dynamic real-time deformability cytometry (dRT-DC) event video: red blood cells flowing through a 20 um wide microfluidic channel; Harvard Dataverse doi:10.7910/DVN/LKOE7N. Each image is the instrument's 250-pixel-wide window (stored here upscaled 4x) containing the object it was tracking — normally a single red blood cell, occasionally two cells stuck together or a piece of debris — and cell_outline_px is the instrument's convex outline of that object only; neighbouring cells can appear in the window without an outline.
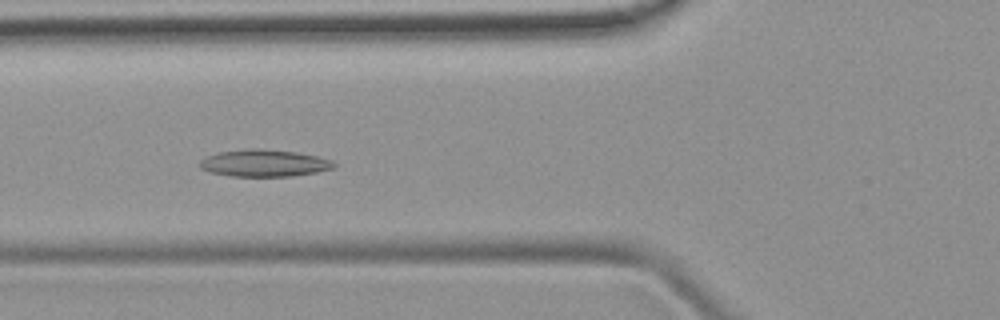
{"species": "common noctule bat (a hibernating species)", "species_latin": "Nyctalus noctula", "temperature_condition": "room temperature", "stored_images_in_passage": 34, "camera_frame_rate_fps": 3000, "um_per_image_px": 0.085, "animal": {"sex": "female", "body_mass_g": 19.9}, "frame": {"image": 1, "passage_image": 3, "time_ms": 0.667, "image_size_px": [1000, 320], "cell_outline_px": [[336, 164], [332, 168], [316, 172], [292, 176], [228, 176], [212, 172], [200, 168], [200, 160], [208, 156], [220, 152], [252, 148], [256, 148], [296, 152], [316, 156], [332, 160]], "centroid_in_image_um": [22.46, 13.87], "position_along_channel_um": 103.3, "area_um2": 20.87}}
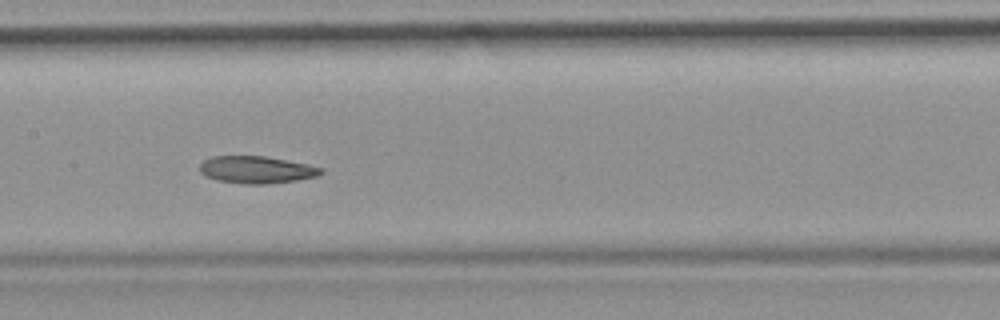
{"frame": {"image": 2, "passage_image": 9, "time_ms": 2.667, "image_size_px": [1000, 320], "cell_outline_px": [[324, 172], [320, 176], [296, 180], [264, 184], [244, 184], [216, 180], [204, 176], [200, 172], [200, 164], [204, 160], [212, 156], [264, 156], [308, 164], [324, 168]], "centroid_in_image_um": [21.81, 14.43], "position_along_channel_um": 185.6, "area_um2": 19.36}}
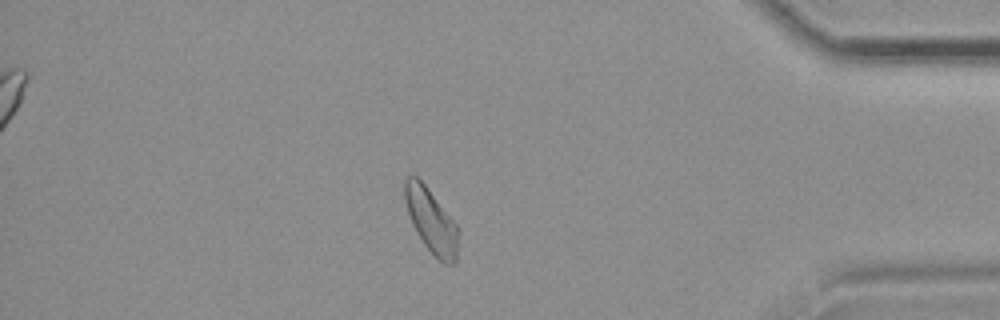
{"frame": {"image": 3, "passage_image": 27, "time_ms": 8.667, "image_size_px": [1000, 320], "cell_outline_px": [[460, 232], [456, 264], [444, 264], [424, 244], [416, 232], [412, 224], [404, 200], [404, 180], [408, 176], [416, 176], [424, 184], [456, 224]], "centroid_in_image_um": [36.67, 18.8], "position_along_channel_um": 398.5, "area_um2": 19.88}}